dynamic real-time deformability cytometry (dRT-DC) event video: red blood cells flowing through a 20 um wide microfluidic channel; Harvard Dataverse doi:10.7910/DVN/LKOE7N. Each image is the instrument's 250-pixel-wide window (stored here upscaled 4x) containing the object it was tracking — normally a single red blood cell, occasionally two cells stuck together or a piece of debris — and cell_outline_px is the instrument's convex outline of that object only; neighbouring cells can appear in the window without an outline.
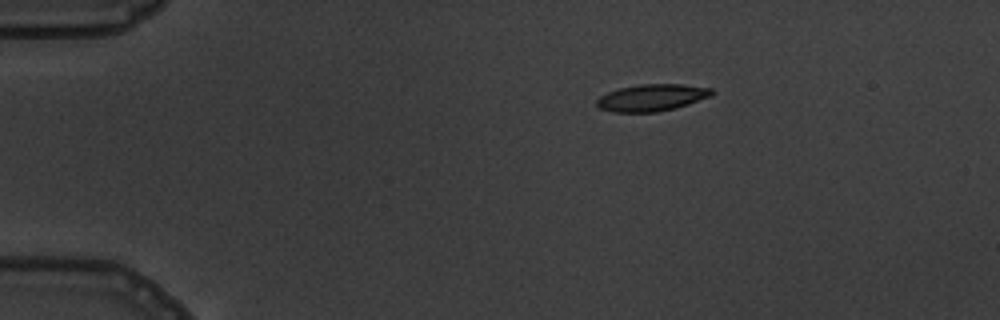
{"species": "common noctule bat (a hibernating species)", "species_latin": "Nyctalus noctula", "temperature_condition": "warm", "stored_images_in_passage": 3, "camera_frame_rate_fps": 3000, "um_per_image_px": 0.085, "animal": {"sex": "male", "body_mass_g": 19.5, "forearm_length_mm": 54.6}, "frame": {"image": 1, "passage_image": 1, "time_ms": 0.0, "image_size_px": [1000, 320], "cell_outline_px": [[716, 92], [712, 96], [676, 108], [656, 112], [612, 112], [596, 108], [596, 100], [600, 96], [608, 92], [620, 88], [640, 84], [680, 84], [712, 88]], "centroid_in_image_um": [55.4, 8.3], "position_along_channel_um": 29.6, "area_um2": 18.21}}